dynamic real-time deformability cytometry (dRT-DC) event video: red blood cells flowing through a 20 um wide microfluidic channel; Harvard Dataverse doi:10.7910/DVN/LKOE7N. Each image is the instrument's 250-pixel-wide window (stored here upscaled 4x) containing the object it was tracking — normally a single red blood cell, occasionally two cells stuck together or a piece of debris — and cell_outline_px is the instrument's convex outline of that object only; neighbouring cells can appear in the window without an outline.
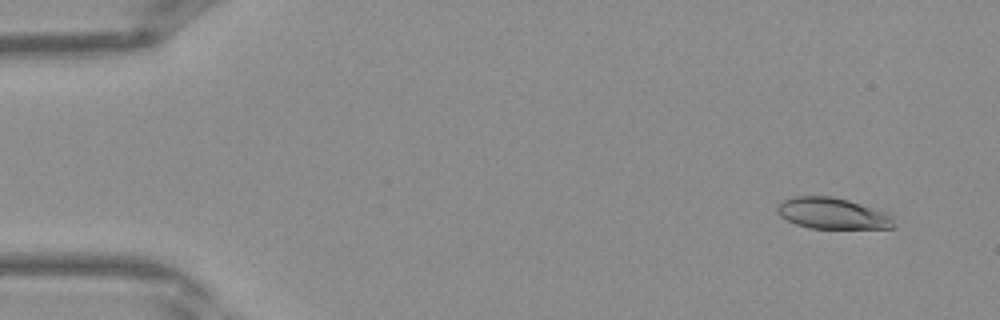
{"species": "Egyptian fruit bat (a non-hibernating species)", "species_latin": "Rousettus aegyptiacus", "temperature_condition": "warm", "stored_images_in_passage": 40, "camera_frame_rate_fps": 3000, "um_per_image_px": 0.085, "frame": {"image": 1, "passage_image": 3, "time_ms": 0.667, "image_size_px": [1000, 320], "cell_outline_px": [[896, 228], [808, 228], [796, 224], [780, 216], [776, 212], [776, 204], [792, 196], [832, 196], [848, 200], [884, 212], [892, 216]], "centroid_in_image_um": [70.71, 18.14], "position_along_channel_um": 14.3, "area_um2": 21.15}}
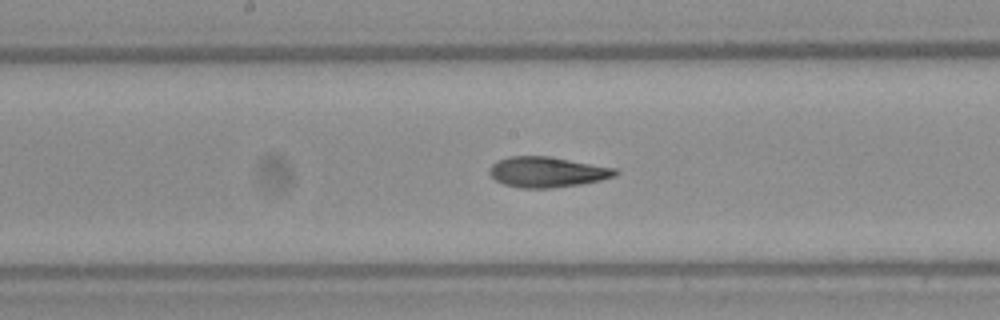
{"frame": {"image": 2, "passage_image": 21, "time_ms": 6.667, "image_size_px": [1000, 320], "cell_outline_px": [[620, 172], [616, 176], [600, 180], [580, 184], [552, 188], [524, 188], [504, 184], [496, 180], [488, 172], [488, 168], [496, 160], [508, 156], [552, 156], [616, 168]], "centroid_in_image_um": [46.51, 14.6], "position_along_channel_um": 201.7, "area_um2": 22.54}}
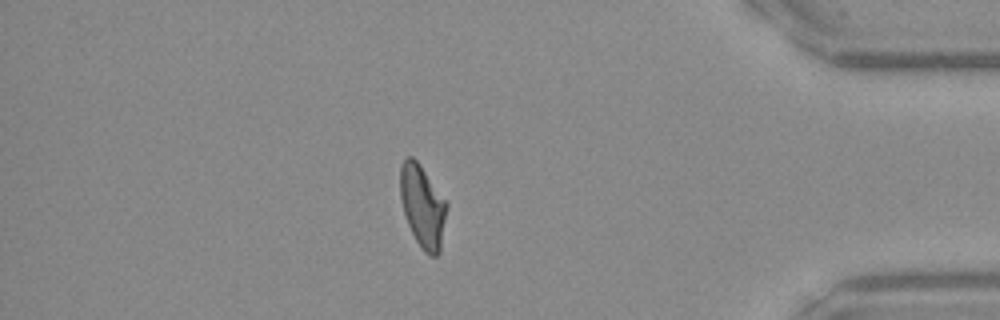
{"frame": {"image": 3, "passage_image": 35, "time_ms": 11.333, "image_size_px": [1000, 320], "cell_outline_px": [[448, 204], [440, 252], [436, 256], [428, 256], [420, 248], [408, 224], [404, 212], [400, 196], [400, 164], [408, 156], [412, 156], [420, 164]], "centroid_in_image_um": [35.92, 17.54], "position_along_channel_um": 399.3, "area_um2": 22.31}}